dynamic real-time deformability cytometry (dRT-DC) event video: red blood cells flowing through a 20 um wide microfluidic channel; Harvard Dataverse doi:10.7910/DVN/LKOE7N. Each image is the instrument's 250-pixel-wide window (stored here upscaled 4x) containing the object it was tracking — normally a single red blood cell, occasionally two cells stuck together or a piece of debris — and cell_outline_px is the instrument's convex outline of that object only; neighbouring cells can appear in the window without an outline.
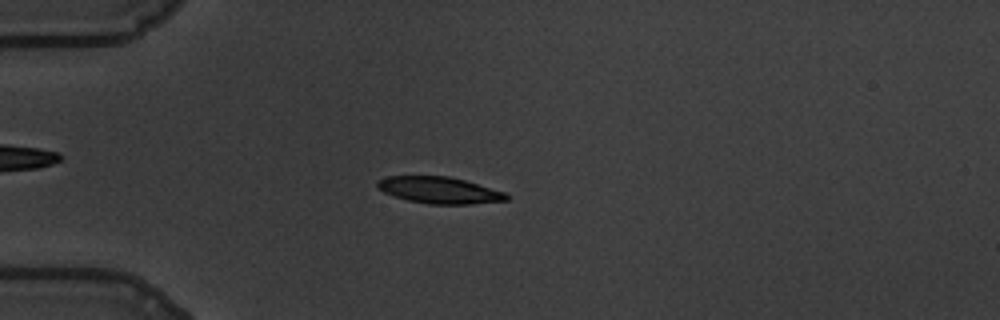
{"species": "common noctule bat (a hibernating species)", "species_latin": "Nyctalus noctula", "temperature_condition": "warm", "stored_images_in_passage": 59, "camera_frame_rate_fps": 3000, "um_per_image_px": 0.085, "animal": {"sex": "male", "body_mass_g": 19.5, "forearm_length_mm": 54.6}, "frame": {"image": 1, "passage_image": 16, "time_ms": 5.0, "image_size_px": [1000, 320], "cell_outline_px": [[508, 200], [472, 204], [428, 204], [408, 200], [384, 192], [376, 184], [376, 180], [388, 176], [448, 176], [464, 180], [504, 192], [508, 196]], "centroid_in_image_um": [37.33, 16.16], "position_along_channel_um": 47.7, "area_um2": 19.77}}
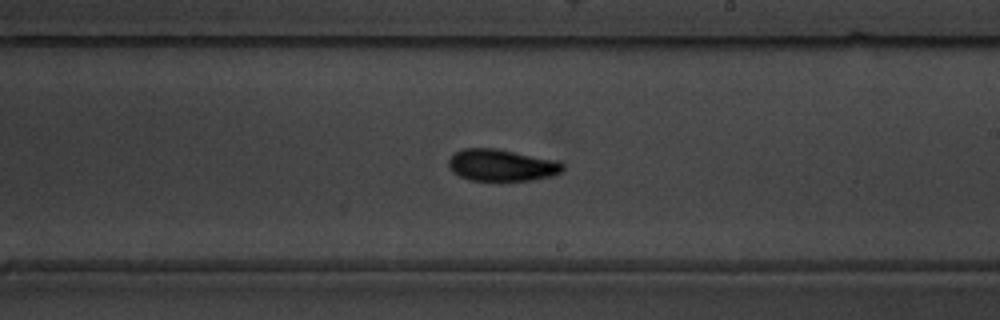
{"frame": {"image": 2, "passage_image": 35, "time_ms": 11.333, "image_size_px": [1000, 320], "cell_outline_px": [[564, 172], [552, 176], [532, 180], [468, 180], [452, 172], [448, 164], [448, 160], [456, 152], [464, 148], [496, 148], [560, 160], [564, 164]], "centroid_in_image_um": [42.7, 14.03], "position_along_channel_um": 246.3, "area_um2": 21.44}}
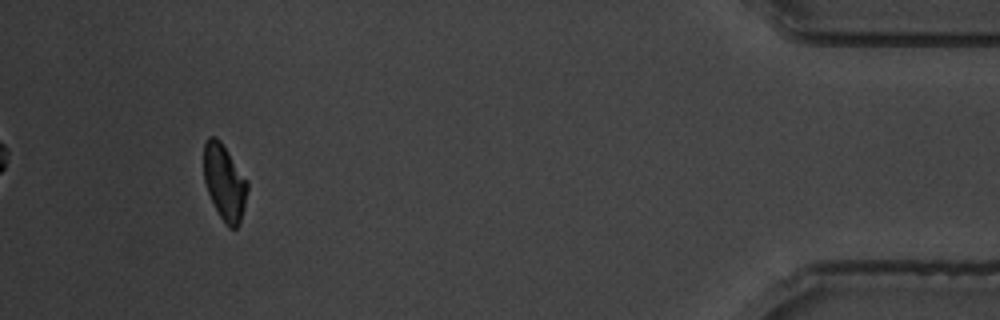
{"frame": {"image": 3, "passage_image": 55, "time_ms": 18.0, "image_size_px": [1000, 320], "cell_outline_px": [[248, 188], [244, 208], [240, 224], [236, 228], [228, 228], [220, 216], [208, 192], [204, 180], [204, 144], [208, 136], [216, 136], [220, 140], [248, 180]], "centroid_in_image_um": [19.09, 15.48], "position_along_channel_um": 416.1, "area_um2": 19.31}, "authors_computed_cell_mechanics": {"area_um2": 20.1722, "velocity_mm_per_s": 3.4528, "shape_relaxation_time_tau1_ms": 4.5497, "shape_relaxation_time_tau2_ms": 4.699, "deformation_change_tau1": 0.1488, "deformation_change_tau2": 0.1029}}